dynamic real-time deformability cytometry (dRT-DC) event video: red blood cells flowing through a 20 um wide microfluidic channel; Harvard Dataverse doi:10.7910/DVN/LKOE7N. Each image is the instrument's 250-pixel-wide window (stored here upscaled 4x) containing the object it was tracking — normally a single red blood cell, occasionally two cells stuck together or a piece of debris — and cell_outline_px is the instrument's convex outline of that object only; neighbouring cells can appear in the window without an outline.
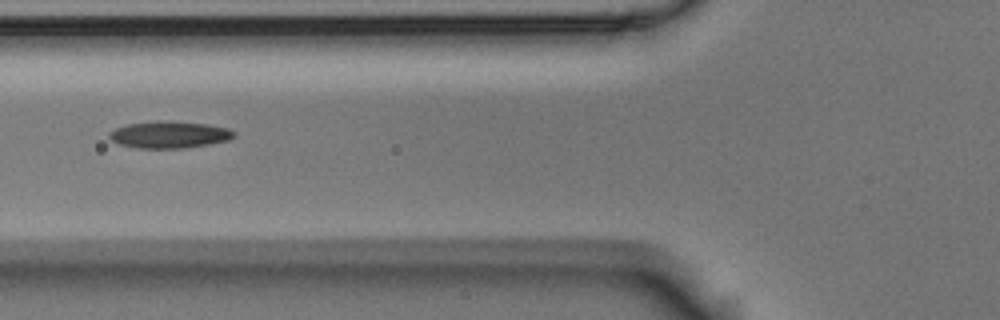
{"species": "Egyptian fruit bat (a non-hibernating species)", "species_latin": "Rousettus aegyptiacus", "temperature_condition": "room temperature", "stored_images_in_passage": 6, "camera_frame_rate_fps": 3000, "um_per_image_px": 0.085, "animal": {"sex": "male"}, "frame": {"image": 1, "passage_image": 2, "time_ms": 0.333, "image_size_px": [1000, 320], "cell_outline_px": [[236, 136], [232, 140], [184, 148], [140, 148], [116, 144], [108, 136], [108, 132], [116, 128], [128, 124], [156, 120], [172, 120], [208, 124], [228, 128], [236, 132]], "centroid_in_image_um": [14.42, 11.43], "position_along_channel_um": 111.4, "area_um2": 19.94}}
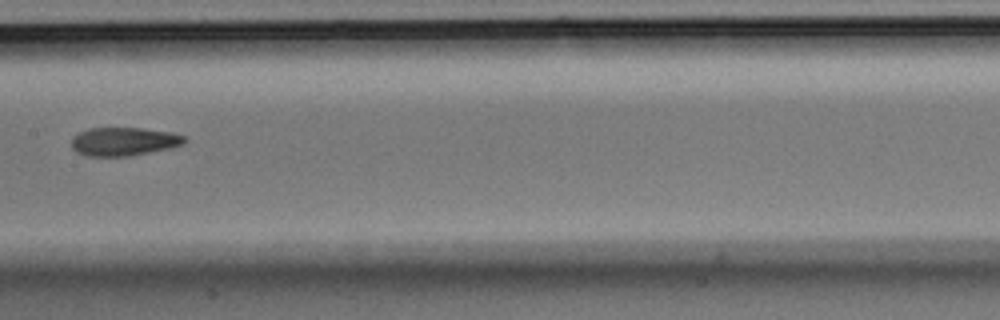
{"frame": {"image": 2, "passage_image": 4, "time_ms": 1.0, "image_size_px": [1000, 320], "cell_outline_px": [[184, 144], [168, 148], [128, 156], [88, 156], [76, 152], [72, 148], [72, 136], [80, 132], [92, 128], [144, 128], [172, 132], [184, 136]], "centroid_in_image_um": [10.5, 12.02], "position_along_channel_um": 196.9, "area_um2": 18.55}}
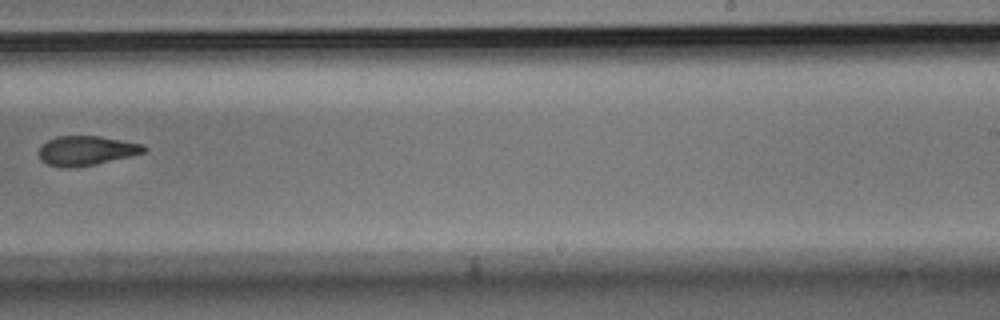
{"frame": {"image": 3, "passage_image": 6, "time_ms": 1.667, "image_size_px": [1000, 320], "cell_outline_px": [[148, 148], [144, 152], [96, 164], [68, 168], [60, 168], [48, 164], [40, 160], [40, 148], [48, 140], [56, 136], [100, 136], [144, 144]], "centroid_in_image_um": [7.34, 12.8], "position_along_channel_um": 281.7, "area_um2": 17.92}}